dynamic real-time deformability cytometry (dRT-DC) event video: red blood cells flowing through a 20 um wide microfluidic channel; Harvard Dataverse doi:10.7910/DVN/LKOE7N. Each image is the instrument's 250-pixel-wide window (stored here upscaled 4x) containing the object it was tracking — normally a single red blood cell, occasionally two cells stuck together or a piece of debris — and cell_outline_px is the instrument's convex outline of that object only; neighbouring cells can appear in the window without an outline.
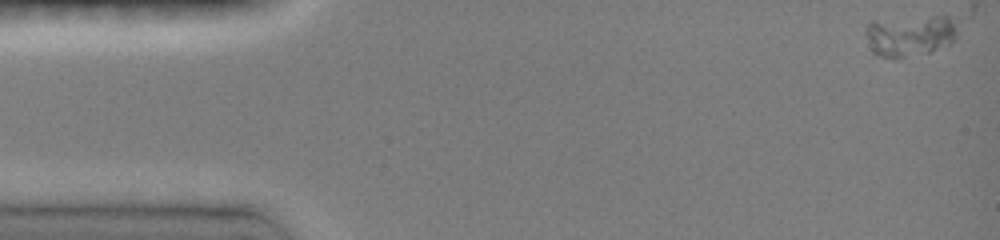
{"species": "common noctule bat (a hibernating species)", "species_latin": "Nyctalus noctula", "temperature_condition": "room temperature", "stored_images_in_passage": 47, "camera_frame_rate_fps": 3000, "um_per_image_px": 0.085, "animal": {"sex": "female", "body_mass_g": 19.0, "forearm_length_mm": 51.5}, "frame": {"image": 1, "passage_image": 1, "time_ms": 0.0, "image_size_px": [1000, 240], "cell_outline_px": [[956, 36], [948, 44], [928, 52], [900, 60], [896, 60], [876, 56], [872, 52], [864, 32], [864, 28], [872, 20], [932, 16], [948, 16], [952, 20], [956, 32]], "centroid_in_image_um": [77.25, 3.05], "position_along_channel_um": 7.8, "area_um2": 22.37}}
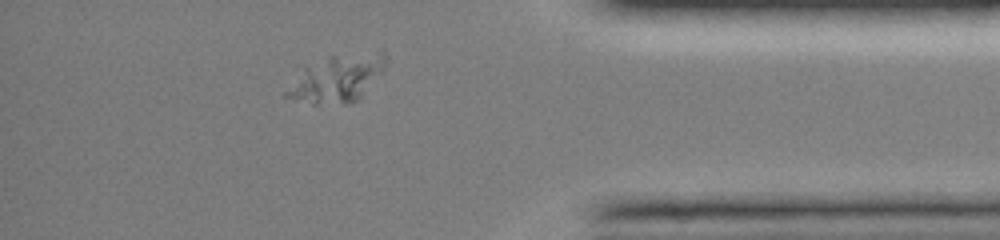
{"frame": {"image": 2, "passage_image": 41, "time_ms": 13.333, "image_size_px": [1000, 240], "cell_outline_px": [[388, 56], [384, 68], [360, 96], [356, 100], [348, 104], [312, 104], [284, 96], [284, 92], [304, 64], [328, 56], [380, 52], [384, 52]], "centroid_in_image_um": [28.58, 6.66], "position_along_channel_um": 406.6, "area_um2": 26.99}}